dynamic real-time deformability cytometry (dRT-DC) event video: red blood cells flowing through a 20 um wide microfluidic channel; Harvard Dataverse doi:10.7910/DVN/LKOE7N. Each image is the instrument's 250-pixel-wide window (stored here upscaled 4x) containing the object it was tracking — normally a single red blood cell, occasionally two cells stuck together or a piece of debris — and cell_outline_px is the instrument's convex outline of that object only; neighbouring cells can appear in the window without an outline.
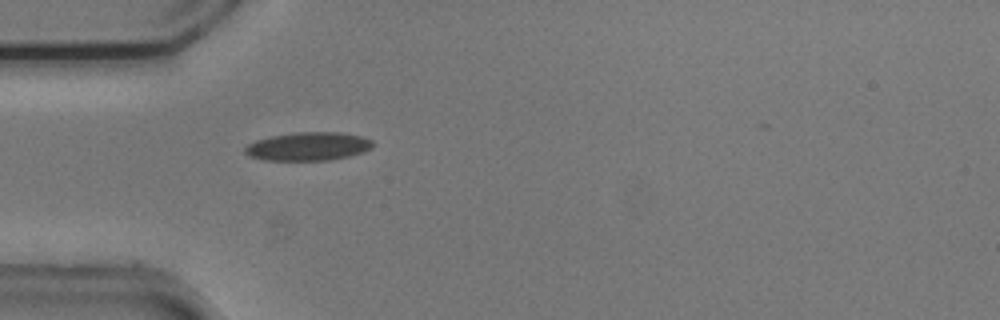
{"species": "common noctule bat (a hibernating species)", "species_latin": "Nyctalus noctula", "temperature_condition": "cold", "stored_images_in_passage": 33, "camera_frame_rate_fps": 3000, "um_per_image_px": 0.085, "animal": {"sex": "male", "body_mass_g": 20.5, "forearm_length_mm": 52.5}, "frame": {"image": 1, "passage_image": 1, "time_ms": 0.0, "image_size_px": [1000, 320], "cell_outline_px": [[372, 148], [364, 152], [348, 156], [328, 160], [264, 160], [248, 156], [244, 152], [244, 148], [248, 144], [256, 140], [272, 136], [296, 132], [340, 132], [360, 136], [372, 140]], "centroid_in_image_um": [26.18, 12.44], "position_along_channel_um": 58.8, "area_um2": 21.1}, "authors_computed_cell_mechanics": {"area_um2": 20.4612, "velocity_mm_per_s": 3.727, "shape_relaxation_time_tau1_ms": 3.3904, "shape_relaxation_time_tau2_ms": 1.6447, "deformation_change_tau1": 0.1107, "deformation_change_tau2": 0.0679}}